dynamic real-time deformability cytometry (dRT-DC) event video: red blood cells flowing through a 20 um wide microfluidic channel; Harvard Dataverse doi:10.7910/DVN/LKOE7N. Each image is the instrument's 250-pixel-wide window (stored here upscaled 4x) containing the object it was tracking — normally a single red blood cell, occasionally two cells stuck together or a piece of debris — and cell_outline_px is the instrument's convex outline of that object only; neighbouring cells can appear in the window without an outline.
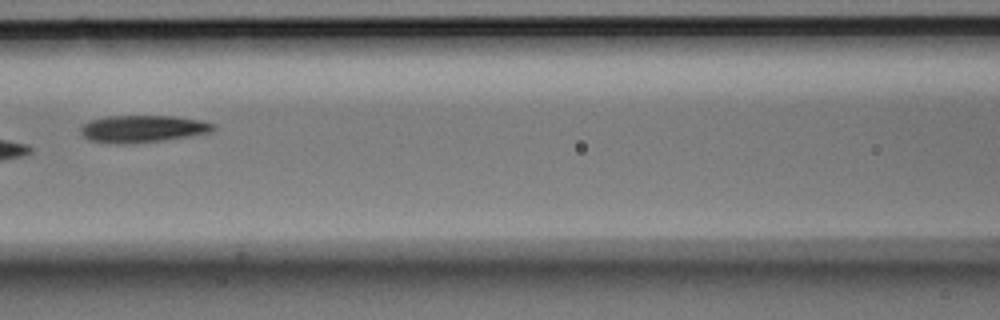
{"species": "Egyptian fruit bat (a non-hibernating species)", "species_latin": "Rousettus aegyptiacus", "temperature_condition": "room temperature", "stored_images_in_passage": 9, "camera_frame_rate_fps": 3000, "um_per_image_px": 0.085, "animal": {"sex": "male"}, "frame": {"image": 1, "passage_image": 7, "time_ms": 2.0, "image_size_px": [1000, 320], "cell_outline_px": [[216, 128], [212, 132], [164, 140], [124, 144], [116, 144], [88, 140], [80, 132], [80, 124], [92, 120], [108, 116], [176, 116], [200, 120], [216, 124]], "centroid_in_image_um": [12.12, 10.95], "position_along_channel_um": 154.5, "area_um2": 21.1}}
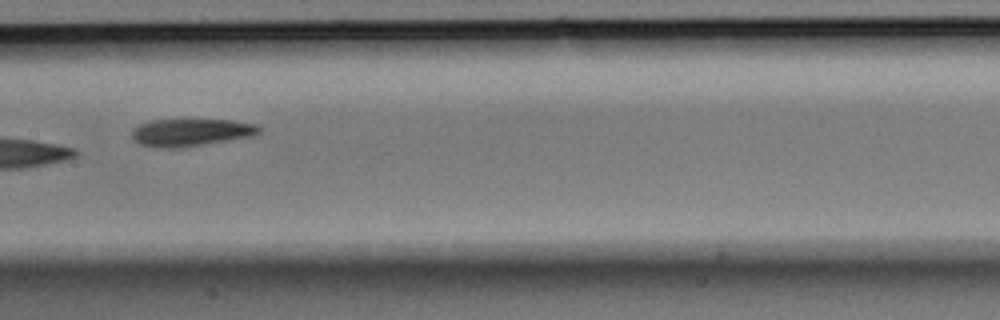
{"frame": {"image": 2, "passage_image": 8, "time_ms": 2.333, "image_size_px": [1000, 320], "cell_outline_px": [[264, 128], [260, 132], [252, 136], [180, 148], [156, 148], [140, 144], [132, 136], [132, 128], [148, 120], [184, 116], [232, 120], [256, 124]], "centroid_in_image_um": [16.22, 11.19], "position_along_channel_um": 191.2, "area_um2": 21.62}}
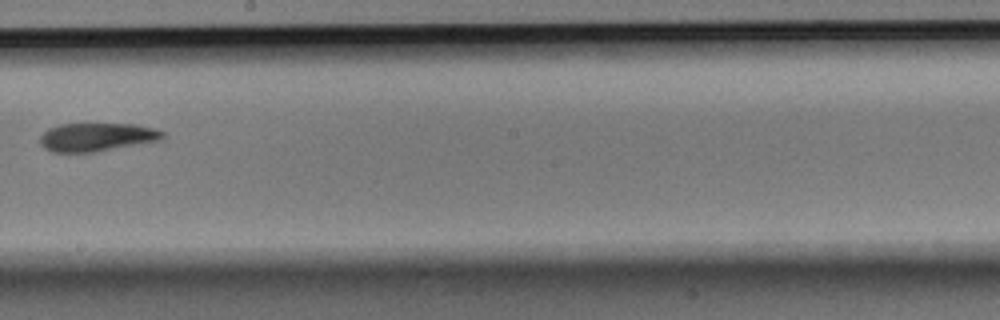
{"frame": {"image": 3, "passage_image": 9, "time_ms": 2.667, "image_size_px": [1000, 320], "cell_outline_px": [[164, 136], [160, 140], [92, 152], [52, 152], [44, 148], [40, 144], [40, 136], [48, 128], [60, 124], [136, 124], [152, 128], [164, 132]], "centroid_in_image_um": [8.18, 11.64], "position_along_channel_um": 240.0, "area_um2": 20.06}}